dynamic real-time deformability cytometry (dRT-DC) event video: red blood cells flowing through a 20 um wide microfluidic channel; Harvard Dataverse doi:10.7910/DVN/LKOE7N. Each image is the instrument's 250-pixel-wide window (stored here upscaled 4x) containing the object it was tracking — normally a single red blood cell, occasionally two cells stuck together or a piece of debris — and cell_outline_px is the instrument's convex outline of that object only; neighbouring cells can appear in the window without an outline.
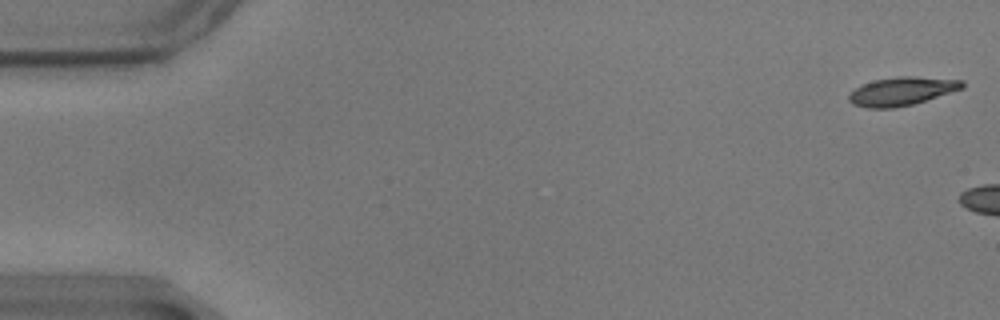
{"species": "common noctule bat (a hibernating species)", "species_latin": "Nyctalus noctula", "temperature_condition": "warm", "stored_images_in_passage": 13, "camera_frame_rate_fps": 3000, "um_per_image_px": 0.085, "animal": {"sex": "male", "body_mass_g": 17.9}, "frame": {"image": 1, "passage_image": 1, "time_ms": 0.0, "image_size_px": [1000, 320], "cell_outline_px": [[964, 88], [912, 104], [892, 108], [868, 108], [852, 104], [848, 100], [848, 92], [860, 84], [876, 80], [896, 76], [916, 76], [964, 80]], "centroid_in_image_um": [76.61, 7.74], "position_along_channel_um": 8.4, "area_um2": 18.9}}